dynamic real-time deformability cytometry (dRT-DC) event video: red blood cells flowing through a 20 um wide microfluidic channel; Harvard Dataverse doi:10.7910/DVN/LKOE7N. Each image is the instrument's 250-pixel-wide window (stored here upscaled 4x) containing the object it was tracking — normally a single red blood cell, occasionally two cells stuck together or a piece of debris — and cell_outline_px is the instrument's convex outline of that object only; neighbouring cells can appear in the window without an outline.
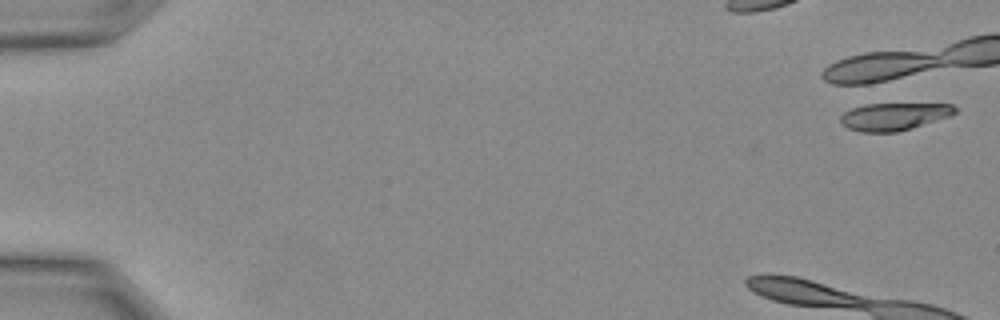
{"species": "Egyptian fruit bat (a non-hibernating species)", "species_latin": "Rousettus aegyptiacus", "temperature_condition": "warm", "stored_images_in_passage": 5, "camera_frame_rate_fps": 3000, "um_per_image_px": 0.085, "animal": {"sex": "female"}, "frame": {"image": 1, "passage_image": 1, "time_ms": 0.0, "image_size_px": [1000, 320], "cell_outline_px": [[960, 108], [956, 112], [948, 116], [912, 128], [896, 132], [860, 132], [848, 128], [840, 120], [840, 116], [844, 112], [852, 108], [864, 104], [952, 104]], "centroid_in_image_um": [75.99, 9.9], "position_along_channel_um": 9.0, "area_um2": 18.21}}